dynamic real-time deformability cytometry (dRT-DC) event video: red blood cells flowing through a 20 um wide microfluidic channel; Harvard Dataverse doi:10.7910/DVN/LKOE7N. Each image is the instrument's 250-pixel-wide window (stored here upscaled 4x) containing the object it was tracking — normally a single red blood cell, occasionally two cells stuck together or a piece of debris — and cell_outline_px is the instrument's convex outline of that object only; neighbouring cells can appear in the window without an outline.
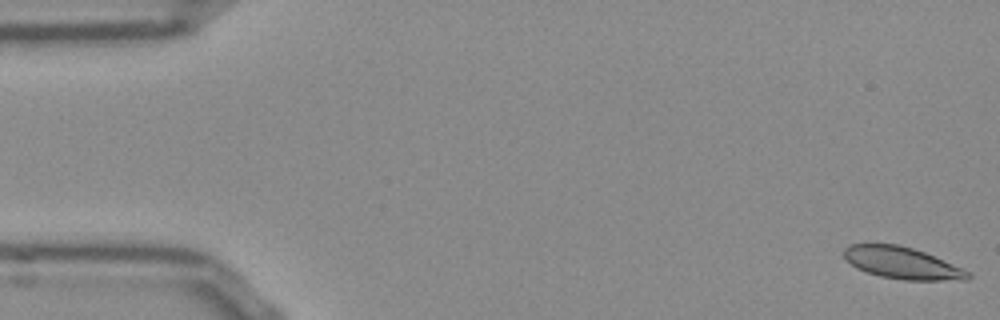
{"species": "Egyptian fruit bat (a non-hibernating species)", "species_latin": "Rousettus aegyptiacus", "temperature_condition": "room temperature", "stored_images_in_passage": 52, "camera_frame_rate_fps": 3000, "um_per_image_px": 0.085, "frame": {"image": 1, "passage_image": 1, "time_ms": 0.0, "image_size_px": [1000, 320], "cell_outline_px": [[972, 276], [968, 280], [904, 280], [880, 276], [856, 268], [844, 256], [844, 248], [848, 244], [900, 244], [924, 252], [960, 268], [968, 272]], "centroid_in_image_um": [76.65, 22.35], "position_along_channel_um": 8.3, "area_um2": 22.66}}
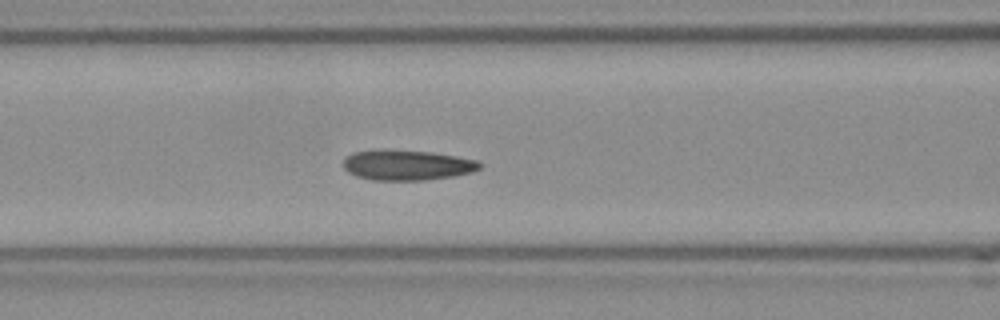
{"frame": {"image": 2, "passage_image": 21, "time_ms": 6.667, "image_size_px": [1000, 320], "cell_outline_px": [[484, 164], [480, 168], [472, 172], [452, 176], [424, 180], [372, 180], [356, 176], [348, 172], [344, 168], [344, 156], [352, 152], [432, 152], [456, 156], [476, 160]], "centroid_in_image_um": [34.63, 14.07], "position_along_channel_um": 132.0, "area_um2": 23.29}}
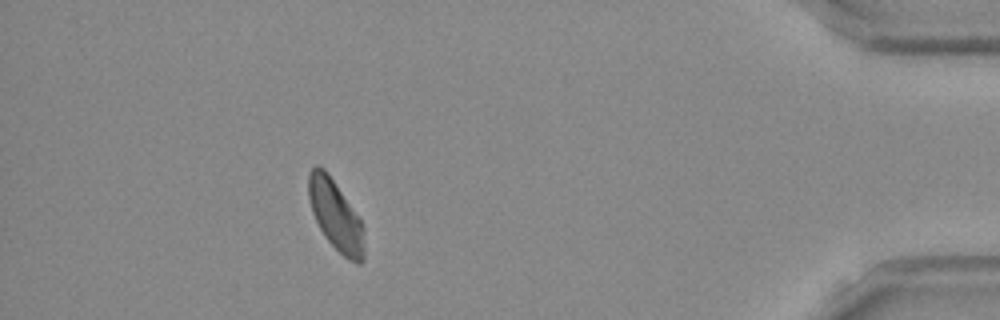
{"frame": {"image": 3, "passage_image": 47, "time_ms": 15.333, "image_size_px": [1000, 320], "cell_outline_px": [[364, 260], [360, 264], [356, 264], [348, 260], [324, 236], [312, 212], [308, 196], [308, 172], [316, 164], [324, 168], [328, 172], [360, 220], [364, 228]], "centroid_in_image_um": [28.52, 18.31], "position_along_channel_um": 406.7, "area_um2": 22.66}, "authors_computed_cell_mechanics": {"area_um2": 23.5246, "velocity_mm_per_s": 3.8181, "shape_relaxation_time_tau1_ms": null, "shape_relaxation_time_tau2_ms": 3.9425, "deformation_change_tau1": null, "deformation_change_tau2": 0.0853}}